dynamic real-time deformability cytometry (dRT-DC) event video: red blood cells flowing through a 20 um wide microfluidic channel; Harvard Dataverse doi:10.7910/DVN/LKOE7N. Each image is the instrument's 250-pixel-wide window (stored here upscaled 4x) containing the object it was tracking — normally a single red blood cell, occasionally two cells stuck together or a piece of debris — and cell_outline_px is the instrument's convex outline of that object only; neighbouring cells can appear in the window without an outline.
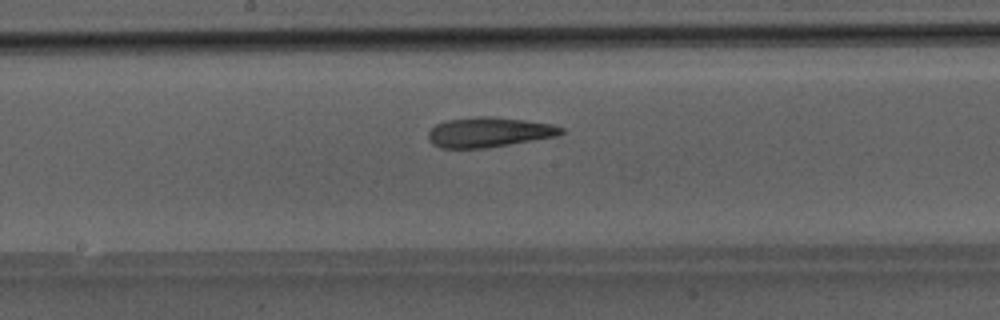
{"species": "Egyptian fruit bat (a non-hibernating species)", "species_latin": "Rousettus aegyptiacus", "temperature_condition": "room temperature", "stored_images_in_passage": 46, "camera_frame_rate_fps": 3000, "um_per_image_px": 0.085, "animal": {"sex": "male"}, "frame": {"image": 1, "passage_image": 23, "time_ms": 7.333, "image_size_px": [1000, 320], "cell_outline_px": [[564, 132], [560, 136], [484, 148], [440, 148], [432, 144], [428, 140], [428, 132], [436, 124], [444, 120], [476, 116], [488, 116], [524, 120], [552, 124], [564, 128]], "centroid_in_image_um": [41.55, 11.23], "position_along_channel_um": 206.6, "area_um2": 23.35}}
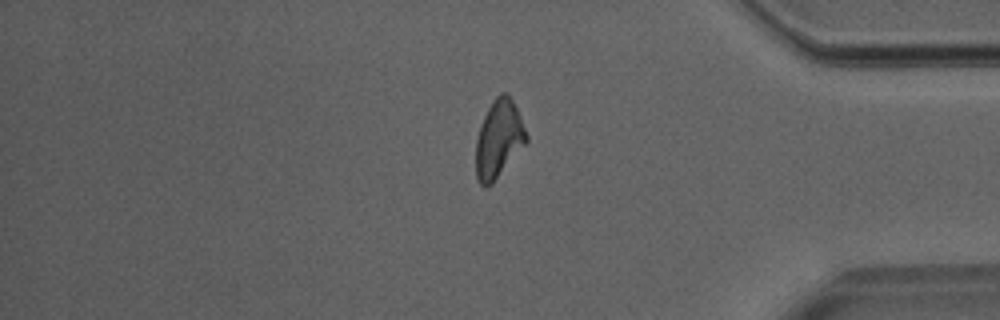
{"frame": {"image": 2, "passage_image": 38, "time_ms": 12.333, "image_size_px": [1000, 320], "cell_outline_px": [[528, 140], [492, 184], [484, 188], [480, 184], [476, 176], [476, 140], [480, 124], [492, 100], [500, 92], [508, 92], [516, 108], [528, 136]], "centroid_in_image_um": [42.37, 11.81], "position_along_channel_um": 392.8, "area_um2": 22.72}}
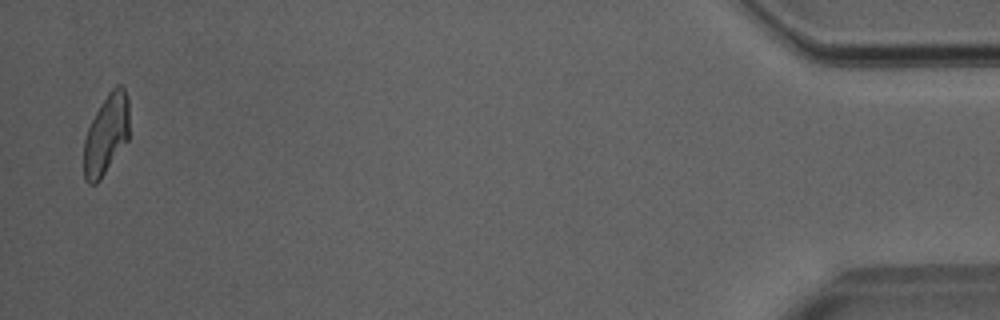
{"frame": {"image": 3, "passage_image": 45, "time_ms": 14.667, "image_size_px": [1000, 320], "cell_outline_px": [[128, 140], [100, 180], [96, 184], [88, 184], [84, 180], [84, 140], [88, 128], [100, 104], [108, 92], [116, 84], [120, 84], [124, 88], [128, 96]], "centroid_in_image_um": [9.02, 11.43], "position_along_channel_um": 426.2, "area_um2": 21.27}}